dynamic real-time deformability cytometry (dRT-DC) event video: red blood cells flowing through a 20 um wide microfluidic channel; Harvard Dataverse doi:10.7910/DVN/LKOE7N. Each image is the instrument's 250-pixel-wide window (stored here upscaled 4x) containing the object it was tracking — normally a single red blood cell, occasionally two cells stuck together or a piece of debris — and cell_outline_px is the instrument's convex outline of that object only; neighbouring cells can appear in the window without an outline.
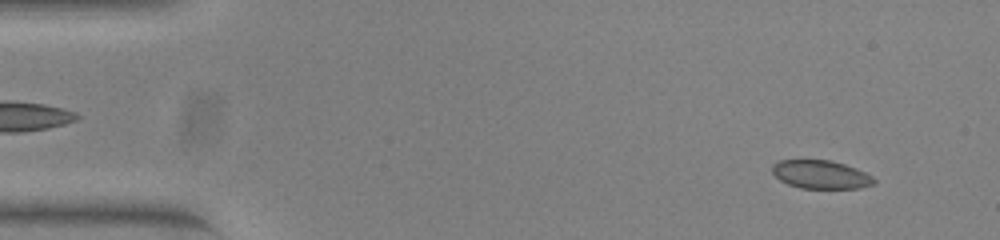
{"species": "common noctule bat (a hibernating species)", "species_latin": "Nyctalus noctula", "temperature_condition": "warm", "stored_images_in_passage": 52, "camera_frame_rate_fps": 3000, "um_per_image_px": 0.085, "animal": {"sex": "female", "body_mass_g": 23.0, "forearm_length_mm": 53.4}, "frame": {"image": 1, "passage_image": 4, "time_ms": 1.0, "image_size_px": [1000, 240], "cell_outline_px": [[876, 184], [860, 188], [800, 188], [788, 184], [780, 180], [772, 172], [772, 164], [780, 160], [832, 160], [856, 168], [872, 176], [876, 180]], "centroid_in_image_um": [69.78, 14.83], "position_along_channel_um": 15.2, "area_um2": 16.88}}
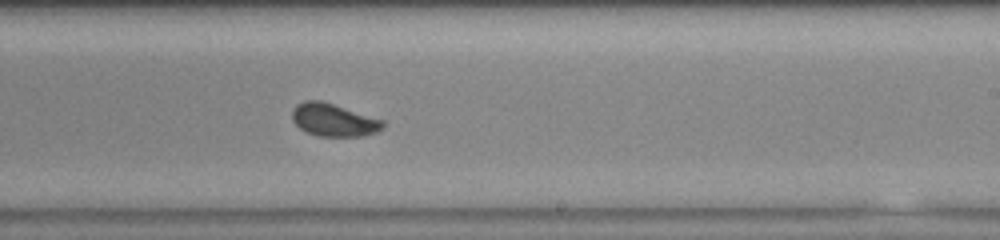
{"frame": {"image": 2, "passage_image": 31, "time_ms": 10.0, "image_size_px": [1000, 240], "cell_outline_px": [[384, 128], [376, 132], [364, 136], [320, 136], [308, 132], [300, 128], [292, 120], [292, 108], [296, 104], [304, 100], [320, 100], [384, 120]], "centroid_in_image_um": [28.35, 10.19], "position_along_channel_um": 260.6, "area_um2": 17.28}}
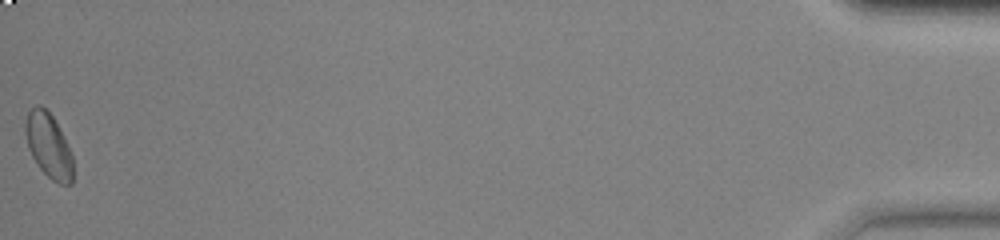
{"frame": {"image": 3, "passage_image": 52, "time_ms": 17.0, "image_size_px": [1000, 240], "cell_outline_px": [[72, 184], [60, 184], [52, 180], [40, 168], [32, 156], [28, 148], [24, 132], [24, 120], [28, 112], [36, 104], [40, 104], [52, 116], [72, 156]], "centroid_in_image_um": [4.08, 12.36], "position_along_channel_um": 431.1, "area_um2": 17.57}, "authors_computed_cell_mechanics": {"area_um2": 17.5712, "velocity_mm_per_s": 3.91, "shape_relaxation_time_tau1_ms": 2.6553, "shape_relaxation_time_tau2_ms": null, "deformation_change_tau1": 0.0708, "deformation_change_tau2": null}}